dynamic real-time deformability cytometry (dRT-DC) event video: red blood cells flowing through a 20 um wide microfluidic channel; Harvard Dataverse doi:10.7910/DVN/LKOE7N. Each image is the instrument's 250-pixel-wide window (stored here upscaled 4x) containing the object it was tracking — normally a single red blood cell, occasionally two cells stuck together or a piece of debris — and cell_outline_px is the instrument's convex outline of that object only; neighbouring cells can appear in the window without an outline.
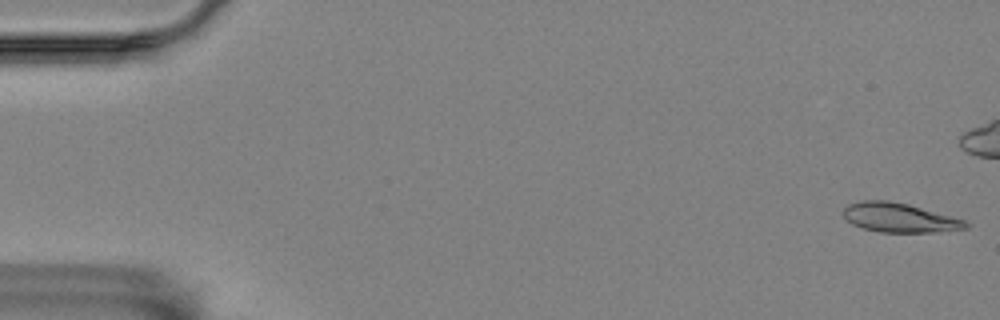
{"species": "Egyptian fruit bat (a non-hibernating species)", "species_latin": "Rousettus aegyptiacus", "temperature_condition": "room temperature", "stored_images_in_passage": 7, "camera_frame_rate_fps": 3000, "um_per_image_px": 0.085, "animal": {"sex": "female"}, "frame": {"image": 1, "passage_image": 1, "time_ms": 0.0, "image_size_px": [1000, 320], "cell_outline_px": [[968, 228], [936, 232], [880, 232], [864, 228], [852, 224], [844, 216], [844, 208], [848, 204], [864, 200], [888, 200], [908, 204], [964, 220], [968, 224]], "centroid_in_image_um": [76.43, 18.5], "position_along_channel_um": 8.6, "area_um2": 20.58}}